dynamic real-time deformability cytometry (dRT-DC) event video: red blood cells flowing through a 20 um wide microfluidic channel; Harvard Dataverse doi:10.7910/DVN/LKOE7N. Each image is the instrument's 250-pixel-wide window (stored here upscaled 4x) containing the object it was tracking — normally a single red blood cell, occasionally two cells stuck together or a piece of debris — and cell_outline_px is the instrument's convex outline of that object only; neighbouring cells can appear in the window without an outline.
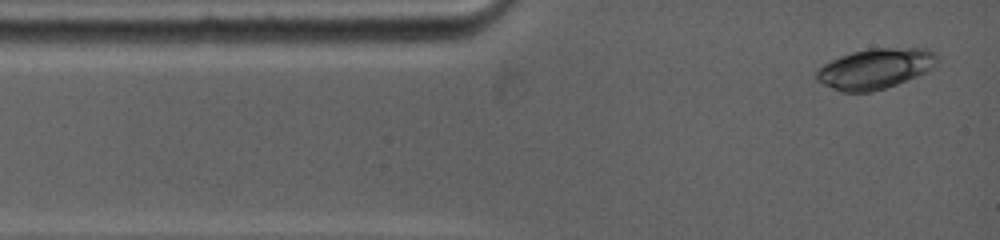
{"species": "common noctule bat (a hibernating species)", "species_latin": "Nyctalus noctula", "temperature_condition": "warm", "stored_images_in_passage": 4, "camera_frame_rate_fps": 5000, "um_per_image_px": 0.085, "animal": {"sex": "female", "body_mass_g": 19.0, "forearm_length_mm": 53.3}, "frame": {"image": 1, "passage_image": 1, "time_ms": 0.0, "image_size_px": [1000, 240], "cell_outline_px": [[936, 64], [928, 72], [896, 84], [872, 92], [840, 92], [816, 80], [812, 76], [816, 68], [840, 56], [852, 52], [868, 48], [928, 48], [936, 52]], "centroid_in_image_um": [74.36, 5.83], "position_along_channel_um": 10.6, "area_um2": 28.67}}
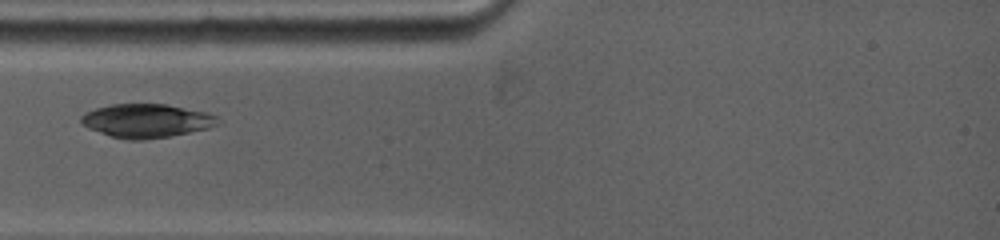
{"frame": {"image": 2, "passage_image": 3, "time_ms": 2.6, "image_size_px": [1000, 240], "cell_outline_px": [[224, 124], [208, 128], [168, 136], [144, 140], [128, 140], [112, 136], [88, 128], [80, 120], [80, 116], [84, 112], [96, 108], [112, 104], [164, 104], [204, 112], [216, 116]], "centroid_in_image_um": [12.46, 10.26], "position_along_channel_um": 72.5, "area_um2": 26.65}}
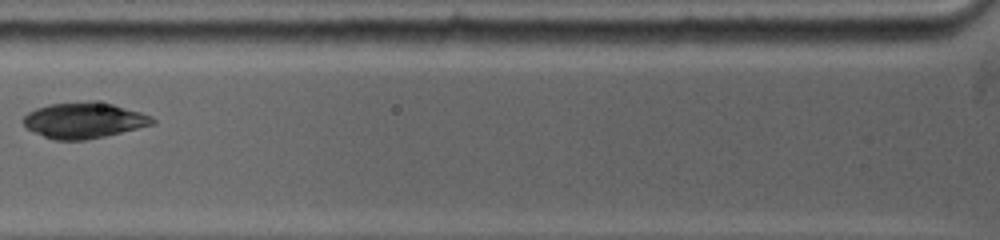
{"frame": {"image": 3, "passage_image": 4, "time_ms": 3.8, "image_size_px": [1000, 240], "cell_outline_px": [[156, 124], [104, 136], [84, 140], [56, 140], [44, 136], [28, 128], [24, 124], [24, 116], [28, 112], [36, 108], [48, 104], [92, 100], [112, 104], [140, 112], [152, 116], [156, 120]], "centroid_in_image_um": [7.16, 10.21], "position_along_channel_um": 118.6, "area_um2": 26.82}}